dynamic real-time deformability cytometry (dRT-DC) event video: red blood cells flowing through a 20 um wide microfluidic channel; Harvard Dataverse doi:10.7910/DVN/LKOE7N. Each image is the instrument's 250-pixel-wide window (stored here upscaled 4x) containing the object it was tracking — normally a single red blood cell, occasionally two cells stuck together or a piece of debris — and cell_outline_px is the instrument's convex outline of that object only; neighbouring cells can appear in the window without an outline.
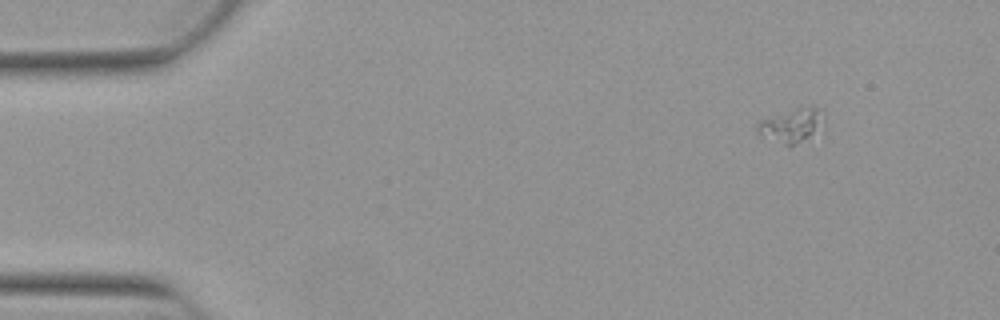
{"species": "Egyptian fruit bat (a non-hibernating species)", "species_latin": "Rousettus aegyptiacus", "temperature_condition": "warm", "stored_images_in_passage": 48, "camera_frame_rate_fps": 3000, "um_per_image_px": 0.085, "animal": {"sex": "female"}, "frame": {"image": 1, "passage_image": 1, "time_ms": 0.0, "image_size_px": [1000, 320], "cell_outline_px": [[824, 120], [808, 136], [788, 148], [760, 132], [756, 128], [756, 124], [764, 120], [796, 108], [816, 108], [824, 112]], "centroid_in_image_um": [67.29, 10.67], "position_along_channel_um": 17.7, "area_um2": 12.02}}
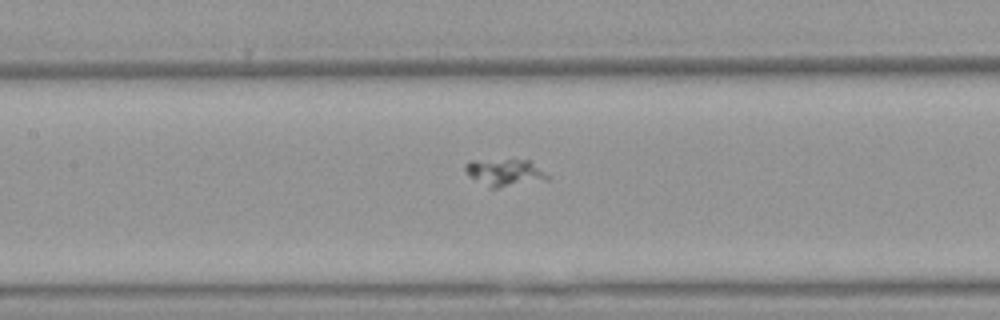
{"frame": {"image": 2, "passage_image": 20, "time_ms": 6.333, "image_size_px": [1000, 320], "cell_outline_px": [[552, 180], [496, 188], [488, 188], [468, 176], [464, 168], [464, 164], [468, 160], [528, 160], [552, 176]], "centroid_in_image_um": [42.93, 14.68], "position_along_channel_um": 164.5, "area_um2": 13.41}}
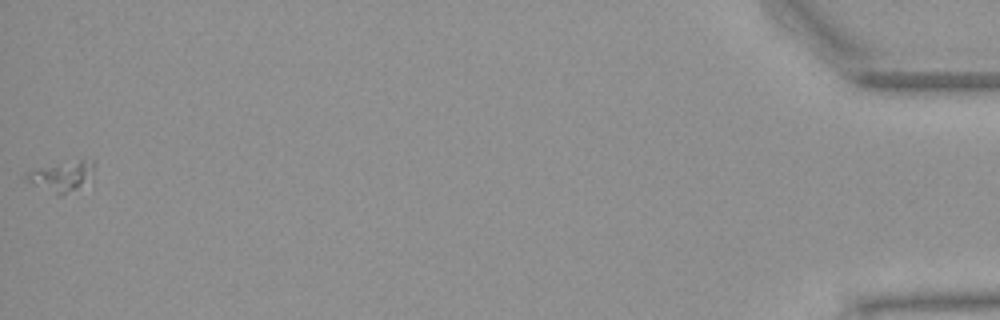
{"frame": {"image": 3, "passage_image": 48, "time_ms": 15.667, "image_size_px": [1000, 320], "cell_outline_px": [[96, 160], [92, 168], [80, 184], [76, 188], [60, 196], [56, 196], [28, 180], [24, 176], [28, 172], [40, 168], [80, 160]], "centroid_in_image_um": [5.18, 14.99], "position_along_channel_um": 430.0, "area_um2": 10.75}}